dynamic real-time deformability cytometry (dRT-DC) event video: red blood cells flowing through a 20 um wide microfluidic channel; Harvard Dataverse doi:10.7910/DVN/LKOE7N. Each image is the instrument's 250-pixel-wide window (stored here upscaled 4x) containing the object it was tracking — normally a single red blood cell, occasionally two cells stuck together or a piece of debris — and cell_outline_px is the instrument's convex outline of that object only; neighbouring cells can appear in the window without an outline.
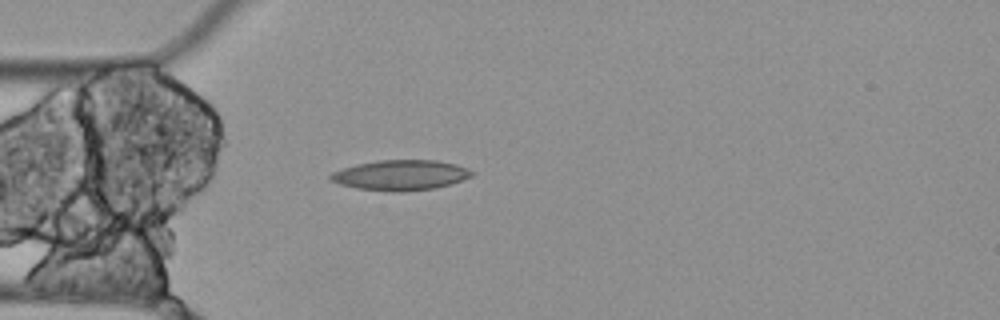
{"species": "Egyptian fruit bat (a non-hibernating species)", "species_latin": "Rousettus aegyptiacus", "temperature_condition": "cold", "stored_images_in_passage": 1, "camera_frame_rate_fps": 3000, "um_per_image_px": 0.085, "animal": {"sex": "female"}, "frame": {"image": 1, "passage_image": 1, "time_ms": 0.0, "image_size_px": [1000, 320], "cell_outline_px": [[476, 172], [472, 176], [436, 188], [400, 192], [396, 192], [356, 188], [340, 184], [332, 180], [328, 176], [332, 172], [356, 164], [376, 160], [436, 160], [456, 164], [468, 168]], "centroid_in_image_um": [34.06, 14.88], "position_along_channel_um": 50.9, "area_um2": 24.85}}